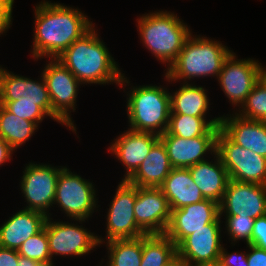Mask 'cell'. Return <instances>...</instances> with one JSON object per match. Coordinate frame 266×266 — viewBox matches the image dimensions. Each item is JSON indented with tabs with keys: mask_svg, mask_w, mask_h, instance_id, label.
<instances>
[{
	"mask_svg": "<svg viewBox=\"0 0 266 266\" xmlns=\"http://www.w3.org/2000/svg\"><path fill=\"white\" fill-rule=\"evenodd\" d=\"M221 119L193 117L183 114H170L166 132L185 139L197 136H217Z\"/></svg>",
	"mask_w": 266,
	"mask_h": 266,
	"instance_id": "cell-26",
	"label": "cell"
},
{
	"mask_svg": "<svg viewBox=\"0 0 266 266\" xmlns=\"http://www.w3.org/2000/svg\"><path fill=\"white\" fill-rule=\"evenodd\" d=\"M177 255L175 243L165 234L143 236L140 266H165Z\"/></svg>",
	"mask_w": 266,
	"mask_h": 266,
	"instance_id": "cell-29",
	"label": "cell"
},
{
	"mask_svg": "<svg viewBox=\"0 0 266 266\" xmlns=\"http://www.w3.org/2000/svg\"><path fill=\"white\" fill-rule=\"evenodd\" d=\"M217 136H197L190 139L168 134L160 135L173 168H190L216 153Z\"/></svg>",
	"mask_w": 266,
	"mask_h": 266,
	"instance_id": "cell-19",
	"label": "cell"
},
{
	"mask_svg": "<svg viewBox=\"0 0 266 266\" xmlns=\"http://www.w3.org/2000/svg\"><path fill=\"white\" fill-rule=\"evenodd\" d=\"M236 114L246 119L266 122V83L262 78Z\"/></svg>",
	"mask_w": 266,
	"mask_h": 266,
	"instance_id": "cell-31",
	"label": "cell"
},
{
	"mask_svg": "<svg viewBox=\"0 0 266 266\" xmlns=\"http://www.w3.org/2000/svg\"><path fill=\"white\" fill-rule=\"evenodd\" d=\"M165 266H188L178 255H176L169 263Z\"/></svg>",
	"mask_w": 266,
	"mask_h": 266,
	"instance_id": "cell-41",
	"label": "cell"
},
{
	"mask_svg": "<svg viewBox=\"0 0 266 266\" xmlns=\"http://www.w3.org/2000/svg\"><path fill=\"white\" fill-rule=\"evenodd\" d=\"M216 153L231 180L266 185V157L234 143L221 129L216 138Z\"/></svg>",
	"mask_w": 266,
	"mask_h": 266,
	"instance_id": "cell-12",
	"label": "cell"
},
{
	"mask_svg": "<svg viewBox=\"0 0 266 266\" xmlns=\"http://www.w3.org/2000/svg\"><path fill=\"white\" fill-rule=\"evenodd\" d=\"M86 221L88 222L85 219H67V221H63L47 217L46 233L53 262L59 256L61 258L85 257V255L87 256L101 247L97 237L98 233L91 232L85 226Z\"/></svg>",
	"mask_w": 266,
	"mask_h": 266,
	"instance_id": "cell-8",
	"label": "cell"
},
{
	"mask_svg": "<svg viewBox=\"0 0 266 266\" xmlns=\"http://www.w3.org/2000/svg\"><path fill=\"white\" fill-rule=\"evenodd\" d=\"M14 0H0V36H6L13 22Z\"/></svg>",
	"mask_w": 266,
	"mask_h": 266,
	"instance_id": "cell-35",
	"label": "cell"
},
{
	"mask_svg": "<svg viewBox=\"0 0 266 266\" xmlns=\"http://www.w3.org/2000/svg\"><path fill=\"white\" fill-rule=\"evenodd\" d=\"M250 244L266 251V215L255 219Z\"/></svg>",
	"mask_w": 266,
	"mask_h": 266,
	"instance_id": "cell-36",
	"label": "cell"
},
{
	"mask_svg": "<svg viewBox=\"0 0 266 266\" xmlns=\"http://www.w3.org/2000/svg\"><path fill=\"white\" fill-rule=\"evenodd\" d=\"M223 221L220 216L203 229L185 237L177 246V255L188 265L219 262L223 246Z\"/></svg>",
	"mask_w": 266,
	"mask_h": 266,
	"instance_id": "cell-13",
	"label": "cell"
},
{
	"mask_svg": "<svg viewBox=\"0 0 266 266\" xmlns=\"http://www.w3.org/2000/svg\"><path fill=\"white\" fill-rule=\"evenodd\" d=\"M134 215L137 225L146 234H164L170 221L171 208L162 189L137 187Z\"/></svg>",
	"mask_w": 266,
	"mask_h": 266,
	"instance_id": "cell-15",
	"label": "cell"
},
{
	"mask_svg": "<svg viewBox=\"0 0 266 266\" xmlns=\"http://www.w3.org/2000/svg\"><path fill=\"white\" fill-rule=\"evenodd\" d=\"M220 129L234 143L266 157L265 121L246 119L229 110L228 114H221Z\"/></svg>",
	"mask_w": 266,
	"mask_h": 266,
	"instance_id": "cell-20",
	"label": "cell"
},
{
	"mask_svg": "<svg viewBox=\"0 0 266 266\" xmlns=\"http://www.w3.org/2000/svg\"><path fill=\"white\" fill-rule=\"evenodd\" d=\"M38 129L39 127L34 122L21 119L0 105V137L15 152L31 140Z\"/></svg>",
	"mask_w": 266,
	"mask_h": 266,
	"instance_id": "cell-28",
	"label": "cell"
},
{
	"mask_svg": "<svg viewBox=\"0 0 266 266\" xmlns=\"http://www.w3.org/2000/svg\"><path fill=\"white\" fill-rule=\"evenodd\" d=\"M18 266H46L43 263L32 260L30 258L19 255L18 257Z\"/></svg>",
	"mask_w": 266,
	"mask_h": 266,
	"instance_id": "cell-40",
	"label": "cell"
},
{
	"mask_svg": "<svg viewBox=\"0 0 266 266\" xmlns=\"http://www.w3.org/2000/svg\"><path fill=\"white\" fill-rule=\"evenodd\" d=\"M114 138L107 150L121 163L125 173L121 180H127L140 166L160 136L149 132L127 130Z\"/></svg>",
	"mask_w": 266,
	"mask_h": 266,
	"instance_id": "cell-16",
	"label": "cell"
},
{
	"mask_svg": "<svg viewBox=\"0 0 266 266\" xmlns=\"http://www.w3.org/2000/svg\"><path fill=\"white\" fill-rule=\"evenodd\" d=\"M0 225V247L17 250L31 236L45 226L47 216L41 212L21 208Z\"/></svg>",
	"mask_w": 266,
	"mask_h": 266,
	"instance_id": "cell-21",
	"label": "cell"
},
{
	"mask_svg": "<svg viewBox=\"0 0 266 266\" xmlns=\"http://www.w3.org/2000/svg\"><path fill=\"white\" fill-rule=\"evenodd\" d=\"M193 33L176 60L163 72L172 86L178 82L195 83L205 77L217 80L224 61L234 51L220 40Z\"/></svg>",
	"mask_w": 266,
	"mask_h": 266,
	"instance_id": "cell-4",
	"label": "cell"
},
{
	"mask_svg": "<svg viewBox=\"0 0 266 266\" xmlns=\"http://www.w3.org/2000/svg\"><path fill=\"white\" fill-rule=\"evenodd\" d=\"M65 166L30 161L22 169L19 187L26 202L23 209L37 211L53 217L51 210L55 199L58 176Z\"/></svg>",
	"mask_w": 266,
	"mask_h": 266,
	"instance_id": "cell-9",
	"label": "cell"
},
{
	"mask_svg": "<svg viewBox=\"0 0 266 266\" xmlns=\"http://www.w3.org/2000/svg\"><path fill=\"white\" fill-rule=\"evenodd\" d=\"M45 60L47 63L40 71L51 100V119L77 136L79 132L71 112H76L79 89L84 86L60 61Z\"/></svg>",
	"mask_w": 266,
	"mask_h": 266,
	"instance_id": "cell-6",
	"label": "cell"
},
{
	"mask_svg": "<svg viewBox=\"0 0 266 266\" xmlns=\"http://www.w3.org/2000/svg\"><path fill=\"white\" fill-rule=\"evenodd\" d=\"M137 186L120 180L107 208L105 216V235L97 234L99 244L114 239H133L146 235L137 225L134 215V204Z\"/></svg>",
	"mask_w": 266,
	"mask_h": 266,
	"instance_id": "cell-10",
	"label": "cell"
},
{
	"mask_svg": "<svg viewBox=\"0 0 266 266\" xmlns=\"http://www.w3.org/2000/svg\"><path fill=\"white\" fill-rule=\"evenodd\" d=\"M33 8L30 55L34 61L56 59L95 25L80 8L64 3L42 0Z\"/></svg>",
	"mask_w": 266,
	"mask_h": 266,
	"instance_id": "cell-1",
	"label": "cell"
},
{
	"mask_svg": "<svg viewBox=\"0 0 266 266\" xmlns=\"http://www.w3.org/2000/svg\"><path fill=\"white\" fill-rule=\"evenodd\" d=\"M95 186L90 179L72 172L69 166L65 165L58 176L53 210L56 205L65 219L89 220L101 209Z\"/></svg>",
	"mask_w": 266,
	"mask_h": 266,
	"instance_id": "cell-7",
	"label": "cell"
},
{
	"mask_svg": "<svg viewBox=\"0 0 266 266\" xmlns=\"http://www.w3.org/2000/svg\"><path fill=\"white\" fill-rule=\"evenodd\" d=\"M10 113L21 119L34 122L38 127L45 118L51 119L40 107L39 101H31L30 99H22L17 101L0 102Z\"/></svg>",
	"mask_w": 266,
	"mask_h": 266,
	"instance_id": "cell-33",
	"label": "cell"
},
{
	"mask_svg": "<svg viewBox=\"0 0 266 266\" xmlns=\"http://www.w3.org/2000/svg\"><path fill=\"white\" fill-rule=\"evenodd\" d=\"M226 247L224 243L220 252L219 263L221 266H248L247 249L229 252Z\"/></svg>",
	"mask_w": 266,
	"mask_h": 266,
	"instance_id": "cell-34",
	"label": "cell"
},
{
	"mask_svg": "<svg viewBox=\"0 0 266 266\" xmlns=\"http://www.w3.org/2000/svg\"><path fill=\"white\" fill-rule=\"evenodd\" d=\"M160 188L171 210L205 200L188 168H173Z\"/></svg>",
	"mask_w": 266,
	"mask_h": 266,
	"instance_id": "cell-24",
	"label": "cell"
},
{
	"mask_svg": "<svg viewBox=\"0 0 266 266\" xmlns=\"http://www.w3.org/2000/svg\"><path fill=\"white\" fill-rule=\"evenodd\" d=\"M102 245L107 249L105 250L107 255L103 256L106 259L102 258L99 262L102 266H140L143 236L133 239H114L101 243Z\"/></svg>",
	"mask_w": 266,
	"mask_h": 266,
	"instance_id": "cell-27",
	"label": "cell"
},
{
	"mask_svg": "<svg viewBox=\"0 0 266 266\" xmlns=\"http://www.w3.org/2000/svg\"><path fill=\"white\" fill-rule=\"evenodd\" d=\"M262 79L265 81L266 83V66L264 67V64H262Z\"/></svg>",
	"mask_w": 266,
	"mask_h": 266,
	"instance_id": "cell-43",
	"label": "cell"
},
{
	"mask_svg": "<svg viewBox=\"0 0 266 266\" xmlns=\"http://www.w3.org/2000/svg\"><path fill=\"white\" fill-rule=\"evenodd\" d=\"M248 266H266V251L252 244H246Z\"/></svg>",
	"mask_w": 266,
	"mask_h": 266,
	"instance_id": "cell-37",
	"label": "cell"
},
{
	"mask_svg": "<svg viewBox=\"0 0 266 266\" xmlns=\"http://www.w3.org/2000/svg\"><path fill=\"white\" fill-rule=\"evenodd\" d=\"M17 250L0 247V266H18Z\"/></svg>",
	"mask_w": 266,
	"mask_h": 266,
	"instance_id": "cell-38",
	"label": "cell"
},
{
	"mask_svg": "<svg viewBox=\"0 0 266 266\" xmlns=\"http://www.w3.org/2000/svg\"><path fill=\"white\" fill-rule=\"evenodd\" d=\"M21 256L30 258L45 264L46 266H55L50 256L48 237L46 233V223L44 228L37 234L28 238L18 249Z\"/></svg>",
	"mask_w": 266,
	"mask_h": 266,
	"instance_id": "cell-32",
	"label": "cell"
},
{
	"mask_svg": "<svg viewBox=\"0 0 266 266\" xmlns=\"http://www.w3.org/2000/svg\"><path fill=\"white\" fill-rule=\"evenodd\" d=\"M179 88L170 92V114H183L193 117H210V119H221V115L211 117V102L208 94L209 90L206 85L201 86L197 83H181ZM211 102V103H210ZM210 110V111H209Z\"/></svg>",
	"mask_w": 266,
	"mask_h": 266,
	"instance_id": "cell-23",
	"label": "cell"
},
{
	"mask_svg": "<svg viewBox=\"0 0 266 266\" xmlns=\"http://www.w3.org/2000/svg\"><path fill=\"white\" fill-rule=\"evenodd\" d=\"M194 266H221V264L219 262H216V263L198 264Z\"/></svg>",
	"mask_w": 266,
	"mask_h": 266,
	"instance_id": "cell-42",
	"label": "cell"
},
{
	"mask_svg": "<svg viewBox=\"0 0 266 266\" xmlns=\"http://www.w3.org/2000/svg\"><path fill=\"white\" fill-rule=\"evenodd\" d=\"M136 29L143 47L167 70L176 60L192 29L176 12L155 10L137 16Z\"/></svg>",
	"mask_w": 266,
	"mask_h": 266,
	"instance_id": "cell-5",
	"label": "cell"
},
{
	"mask_svg": "<svg viewBox=\"0 0 266 266\" xmlns=\"http://www.w3.org/2000/svg\"><path fill=\"white\" fill-rule=\"evenodd\" d=\"M14 153L15 151L10 145L0 137V167L4 166L7 162L9 163L13 159Z\"/></svg>",
	"mask_w": 266,
	"mask_h": 266,
	"instance_id": "cell-39",
	"label": "cell"
},
{
	"mask_svg": "<svg viewBox=\"0 0 266 266\" xmlns=\"http://www.w3.org/2000/svg\"><path fill=\"white\" fill-rule=\"evenodd\" d=\"M188 169L204 198L219 204L230 178L218 154L215 153L209 159L201 161Z\"/></svg>",
	"mask_w": 266,
	"mask_h": 266,
	"instance_id": "cell-22",
	"label": "cell"
},
{
	"mask_svg": "<svg viewBox=\"0 0 266 266\" xmlns=\"http://www.w3.org/2000/svg\"><path fill=\"white\" fill-rule=\"evenodd\" d=\"M166 85L142 84L134 86L125 72L119 89L126 95L128 129L162 135L166 132L171 113L169 79L163 75ZM168 82V83H167ZM128 86V87H127ZM126 88V89H125ZM126 91V92H125Z\"/></svg>",
	"mask_w": 266,
	"mask_h": 266,
	"instance_id": "cell-3",
	"label": "cell"
},
{
	"mask_svg": "<svg viewBox=\"0 0 266 266\" xmlns=\"http://www.w3.org/2000/svg\"><path fill=\"white\" fill-rule=\"evenodd\" d=\"M36 79L15 74L0 65V102L30 99L39 101V107L51 118V100L45 79L41 72Z\"/></svg>",
	"mask_w": 266,
	"mask_h": 266,
	"instance_id": "cell-18",
	"label": "cell"
},
{
	"mask_svg": "<svg viewBox=\"0 0 266 266\" xmlns=\"http://www.w3.org/2000/svg\"><path fill=\"white\" fill-rule=\"evenodd\" d=\"M219 217V204L205 199L198 203L171 210V217L164 233L177 246L185 237L205 228Z\"/></svg>",
	"mask_w": 266,
	"mask_h": 266,
	"instance_id": "cell-17",
	"label": "cell"
},
{
	"mask_svg": "<svg viewBox=\"0 0 266 266\" xmlns=\"http://www.w3.org/2000/svg\"><path fill=\"white\" fill-rule=\"evenodd\" d=\"M223 220V233L227 234L228 243L231 246L239 245V241L251 243V235L255 219L248 217L246 213L241 216H220ZM225 220V221H224Z\"/></svg>",
	"mask_w": 266,
	"mask_h": 266,
	"instance_id": "cell-30",
	"label": "cell"
},
{
	"mask_svg": "<svg viewBox=\"0 0 266 266\" xmlns=\"http://www.w3.org/2000/svg\"><path fill=\"white\" fill-rule=\"evenodd\" d=\"M262 78V63L253 58L238 59L233 51L224 61L216 81L236 113Z\"/></svg>",
	"mask_w": 266,
	"mask_h": 266,
	"instance_id": "cell-11",
	"label": "cell"
},
{
	"mask_svg": "<svg viewBox=\"0 0 266 266\" xmlns=\"http://www.w3.org/2000/svg\"><path fill=\"white\" fill-rule=\"evenodd\" d=\"M253 219L266 215V185L229 180L219 203V216H241Z\"/></svg>",
	"mask_w": 266,
	"mask_h": 266,
	"instance_id": "cell-14",
	"label": "cell"
},
{
	"mask_svg": "<svg viewBox=\"0 0 266 266\" xmlns=\"http://www.w3.org/2000/svg\"><path fill=\"white\" fill-rule=\"evenodd\" d=\"M172 169L166 148L159 140L126 181L137 187H160Z\"/></svg>",
	"mask_w": 266,
	"mask_h": 266,
	"instance_id": "cell-25",
	"label": "cell"
},
{
	"mask_svg": "<svg viewBox=\"0 0 266 266\" xmlns=\"http://www.w3.org/2000/svg\"><path fill=\"white\" fill-rule=\"evenodd\" d=\"M96 28L95 24L56 59L67 67L83 86H119L124 71L115 61Z\"/></svg>",
	"mask_w": 266,
	"mask_h": 266,
	"instance_id": "cell-2",
	"label": "cell"
}]
</instances>
